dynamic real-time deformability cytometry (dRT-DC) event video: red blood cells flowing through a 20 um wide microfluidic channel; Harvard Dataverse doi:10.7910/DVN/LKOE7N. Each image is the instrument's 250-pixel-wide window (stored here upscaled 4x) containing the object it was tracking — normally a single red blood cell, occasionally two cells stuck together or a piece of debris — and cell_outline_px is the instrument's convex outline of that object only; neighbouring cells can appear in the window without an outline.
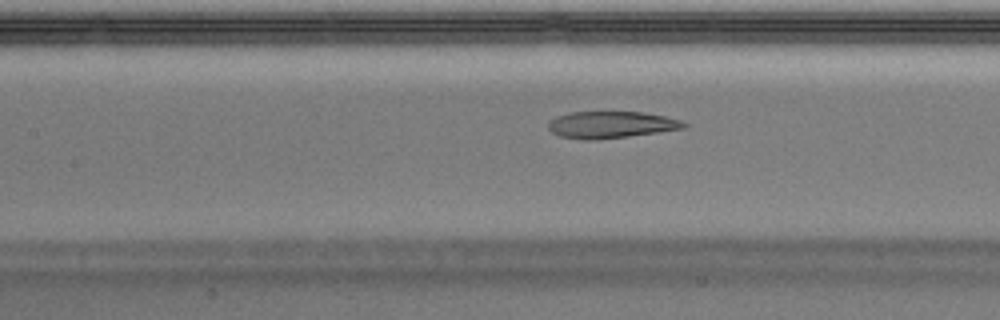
{"species": "Egyptian fruit bat (a non-hibernating species)", "species_latin": "Rousettus aegyptiacus", "temperature_condition": "warm", "stored_images_in_passage": 16, "camera_frame_rate_fps": 3000, "um_per_image_px": 0.085, "animal": {"sex": "male"}, "frame": {"image": 1, "passage_image": 7, "time_ms": 2.0, "image_size_px": [1000, 320], "cell_outline_px": [[688, 124], [684, 128], [628, 136], [596, 140], [584, 140], [560, 136], [552, 132], [548, 128], [548, 124], [556, 116], [568, 112], [644, 112], [664, 116], [680, 120]], "centroid_in_image_um": [51.91, 10.6], "position_along_channel_um": 155.5, "area_um2": 21.04}}
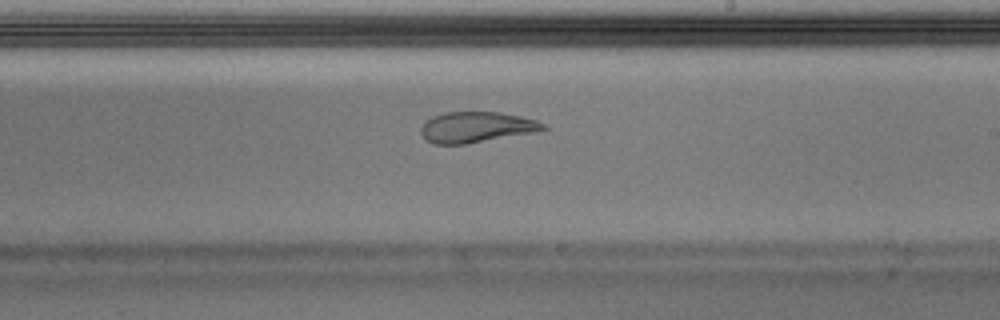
{"frame": {"image": 2, "passage_image": 14, "time_ms": 4.333, "image_size_px": [1000, 320], "cell_outline_px": [[548, 128], [532, 132], [464, 144], [436, 144], [428, 140], [420, 132], [420, 128], [424, 120], [432, 116], [444, 112], [500, 112], [520, 116], [536, 120], [544, 124]], "centroid_in_image_um": [40.43, 10.79], "position_along_channel_um": 248.6, "area_um2": 21.62}}